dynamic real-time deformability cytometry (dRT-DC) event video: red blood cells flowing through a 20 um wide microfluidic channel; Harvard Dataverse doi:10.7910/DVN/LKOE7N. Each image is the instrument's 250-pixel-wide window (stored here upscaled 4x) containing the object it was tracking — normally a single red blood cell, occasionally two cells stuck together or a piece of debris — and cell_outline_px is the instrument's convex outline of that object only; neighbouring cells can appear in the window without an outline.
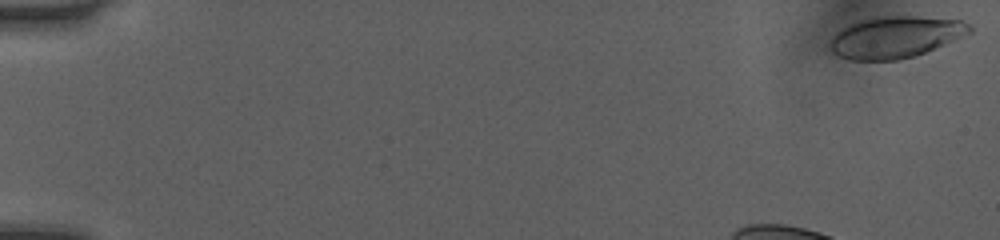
{"species": "human", "species_latin": "Homo sapiens", "temperature_condition": "room temperature", "stored_images_in_passage": 40, "camera_frame_rate_fps": 3000, "um_per_image_px": 0.085, "donor": {"sex": "female"}, "frame": {"image": 1, "passage_image": 1, "time_ms": 0.0, "image_size_px": [1000, 240], "cell_outline_px": [[972, 32], [916, 56], [896, 60], [848, 60], [832, 52], [832, 40], [844, 28], [860, 20], [872, 16], [920, 16], [960, 20], [968, 24], [972, 28]], "centroid_in_image_um": [76.16, 3.15], "position_along_channel_um": 8.8, "area_um2": 33.41}}
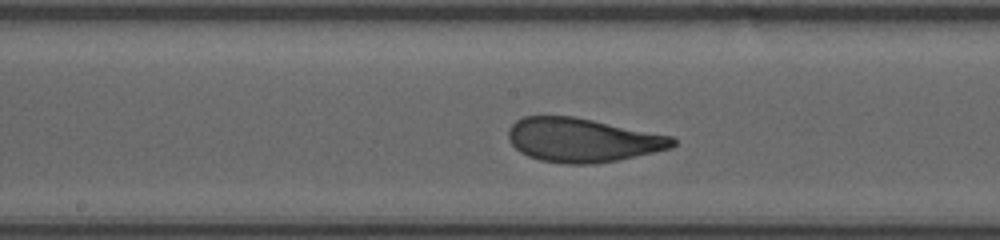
{"frame": {"image": 2, "passage_image": 23, "time_ms": 7.333, "image_size_px": [1000, 240], "cell_outline_px": [[676, 144], [672, 148], [616, 160], [592, 164], [564, 164], [540, 160], [528, 156], [520, 152], [508, 140], [508, 128], [516, 120], [524, 116], [572, 116], [672, 136], [676, 140]], "centroid_in_image_um": [49.47, 11.91], "position_along_channel_um": 198.7, "area_um2": 41.91}}
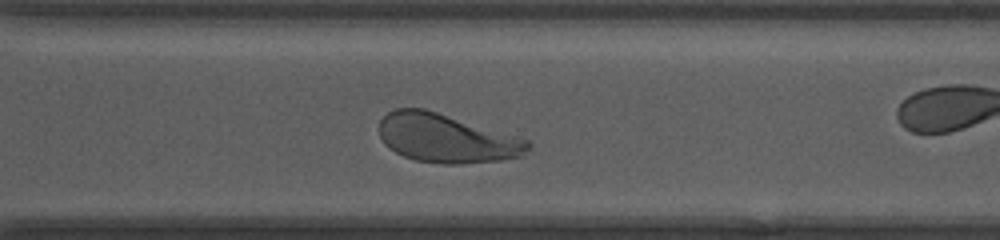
{"frame": {"image": 3, "passage_image": 33, "time_ms": 10.667, "image_size_px": [1000, 240], "cell_outline_px": [[532, 144], [520, 156], [500, 160], [460, 164], [444, 164], [416, 160], [404, 156], [388, 148], [384, 144], [380, 136], [380, 120], [388, 112], [396, 108], [424, 108], [516, 136], [528, 140]], "centroid_in_image_um": [37.91, 11.75], "position_along_channel_um": 332.7, "area_um2": 41.85}, "authors_computed_cell_mechanics": {"area_um2": 41.9628, "velocity_mm_per_s": 4.0413, "shape_relaxation_time_tau1_ms": 1.6134, "shape_relaxation_time_tau2_ms": null, "deformation_change_tau1": 0.1526, "deformation_change_tau2": null}}